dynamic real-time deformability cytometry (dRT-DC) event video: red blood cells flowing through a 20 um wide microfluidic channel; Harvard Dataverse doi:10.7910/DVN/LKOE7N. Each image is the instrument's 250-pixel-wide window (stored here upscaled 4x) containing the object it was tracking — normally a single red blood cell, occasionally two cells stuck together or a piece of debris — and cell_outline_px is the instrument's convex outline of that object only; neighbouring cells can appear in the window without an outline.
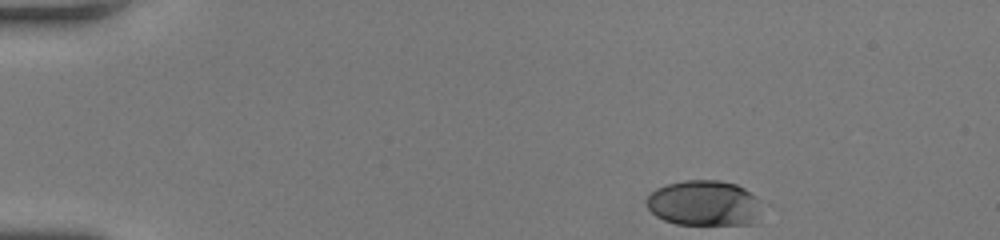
{"species": "human", "species_latin": "Homo sapiens", "temperature_condition": "room temperature", "stored_images_in_passage": 43, "camera_frame_rate_fps": 3000, "um_per_image_px": 0.085, "donor": {"sex": "female"}, "frame": {"image": 1, "passage_image": 1, "time_ms": 0.0, "image_size_px": [1000, 240], "cell_outline_px": [[760, 200], [752, 224], [676, 224], [664, 220], [656, 216], [648, 208], [648, 196], [656, 188], [668, 184], [684, 180], [720, 180], [736, 184], [744, 188]], "centroid_in_image_um": [59.81, 17.25], "position_along_channel_um": 25.2, "area_um2": 30.06}}
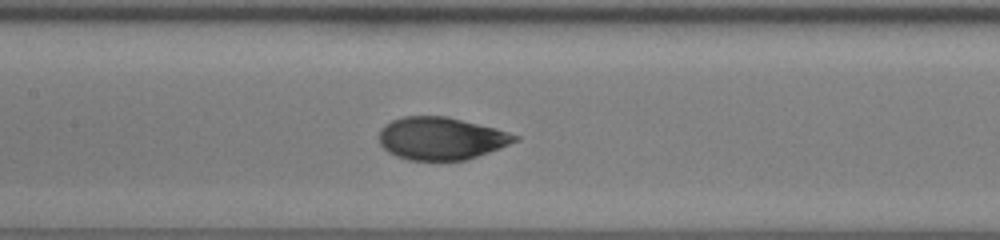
{"frame": {"image": 2, "passage_image": 18, "time_ms": 5.667, "image_size_px": [1000, 240], "cell_outline_px": [[520, 140], [488, 152], [464, 160], [408, 160], [396, 156], [388, 152], [380, 144], [380, 128], [384, 124], [392, 120], [404, 116], [444, 116], [496, 128], [520, 136]], "centroid_in_image_um": [37.48, 11.76], "position_along_channel_um": 169.9, "area_um2": 33.52}}
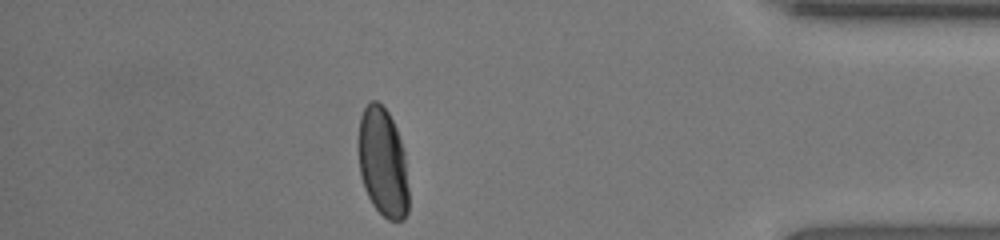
{"frame": {"image": 3, "passage_image": 37, "time_ms": 12.0, "image_size_px": [1000, 240], "cell_outline_px": [[408, 212], [404, 220], [388, 220], [372, 204], [364, 188], [360, 176], [360, 116], [364, 108], [372, 100], [376, 100], [388, 112], [396, 128], [404, 152], [408, 188]], "centroid_in_image_um": [32.56, 13.84], "position_along_channel_um": 402.6, "area_um2": 31.5}, "authors_computed_cell_mechanics": {"area_um2": 33.813, "velocity_mm_per_s": 4.2266, "shape_relaxation_time_tau1_ms": 2.9875, "shape_relaxation_time_tau2_ms": null, "deformation_change_tau1": 0.1529, "deformation_change_tau2": null}}